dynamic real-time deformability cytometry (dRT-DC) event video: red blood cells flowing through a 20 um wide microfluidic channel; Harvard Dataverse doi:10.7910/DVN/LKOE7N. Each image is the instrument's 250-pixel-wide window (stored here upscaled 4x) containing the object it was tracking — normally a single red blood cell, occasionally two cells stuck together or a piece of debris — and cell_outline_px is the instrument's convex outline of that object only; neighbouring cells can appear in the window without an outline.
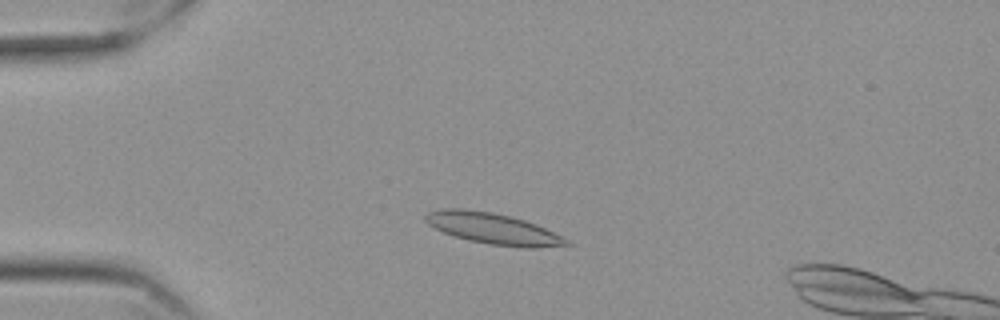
{"species": "Egyptian fruit bat (a non-hibernating species)", "species_latin": "Rousettus aegyptiacus", "temperature_condition": "cold", "stored_images_in_passage": 54, "camera_frame_rate_fps": 3000, "um_per_image_px": 0.085, "frame": {"image": 1, "passage_image": 9, "time_ms": 2.667, "image_size_px": [1000, 320], "cell_outline_px": [[572, 244], [536, 248], [528, 248], [488, 244], [468, 240], [452, 236], [428, 224], [424, 220], [424, 216], [428, 212], [440, 208], [464, 208], [492, 212], [512, 216], [536, 224], [572, 240]], "centroid_in_image_um": [41.92, 19.42], "position_along_channel_um": 43.1, "area_um2": 25.84}}
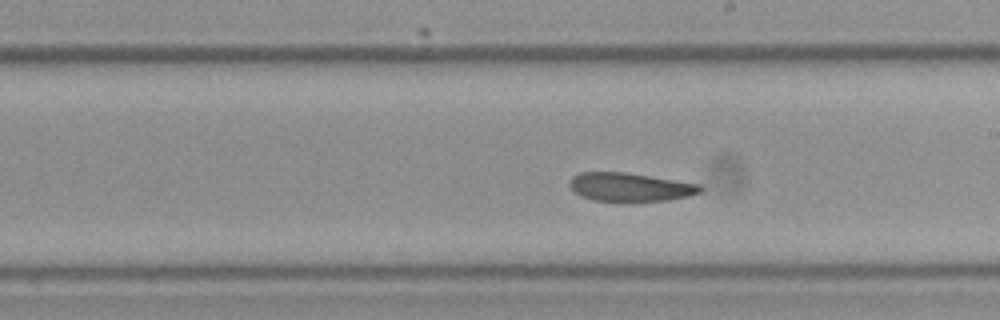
{"frame": {"image": 2, "passage_image": 28, "time_ms": 9.0, "image_size_px": [1000, 320], "cell_outline_px": [[704, 188], [700, 192], [688, 196], [668, 200], [592, 200], [580, 196], [568, 184], [568, 180], [572, 176], [580, 172], [624, 172], [700, 184]], "centroid_in_image_um": [53.53, 15.88], "position_along_channel_um": 235.5, "area_um2": 21.39}}
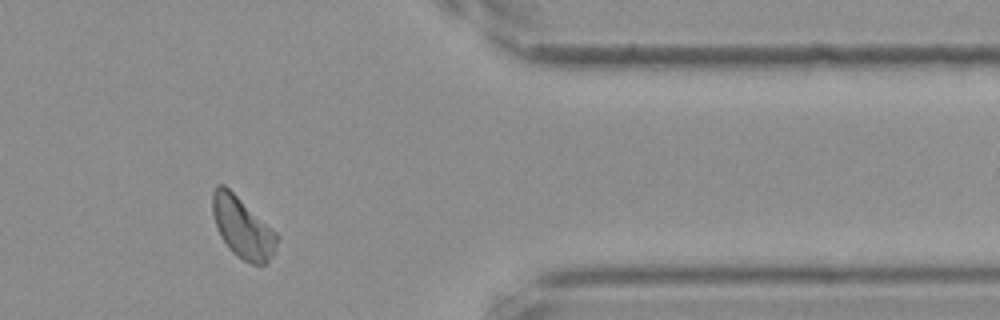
{"frame": {"image": 3, "passage_image": 43, "time_ms": 14.0, "image_size_px": [1000, 320], "cell_outline_px": [[280, 236], [272, 256], [268, 264], [252, 264], [236, 256], [228, 248], [220, 236], [216, 228], [212, 212], [212, 192], [216, 184], [224, 184], [276, 232]], "centroid_in_image_um": [20.6, 19.35], "position_along_channel_um": 390.8, "area_um2": 22.95}, "authors_computed_cell_mechanics": {"area_um2": 22.6865, "velocity_mm_per_s": 3.4781, "shape_relaxation_time_tau1_ms": 4.6219, "shape_relaxation_time_tau2_ms": 2.8501, "deformation_change_tau1": 0.1228, "deformation_change_tau2": 0.0915}}